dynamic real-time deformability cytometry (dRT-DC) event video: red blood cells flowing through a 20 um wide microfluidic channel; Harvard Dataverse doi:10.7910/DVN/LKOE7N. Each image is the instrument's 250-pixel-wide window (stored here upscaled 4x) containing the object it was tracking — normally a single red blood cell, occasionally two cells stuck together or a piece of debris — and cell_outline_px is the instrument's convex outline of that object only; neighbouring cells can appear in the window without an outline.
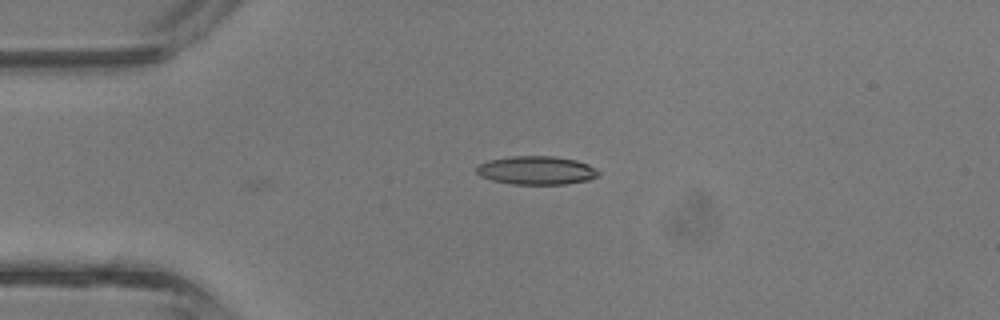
{"species": "common noctule bat (a hibernating species)", "species_latin": "Nyctalus noctula", "temperature_condition": "room temperature", "stored_images_in_passage": 3, "camera_frame_rate_fps": 3000, "um_per_image_px": 0.085, "animal": {"sex": "male", "body_mass_g": 13.3}, "frame": {"image": 1, "passage_image": 1, "time_ms": 0.0, "image_size_px": [1000, 320], "cell_outline_px": [[600, 172], [596, 176], [588, 180], [564, 184], [512, 184], [492, 180], [480, 176], [476, 172], [476, 168], [480, 164], [488, 160], [512, 156], [556, 156], [576, 160], [588, 164], [596, 168]], "centroid_in_image_um": [45.6, 14.47], "position_along_channel_um": 39.4, "area_um2": 20.23}}